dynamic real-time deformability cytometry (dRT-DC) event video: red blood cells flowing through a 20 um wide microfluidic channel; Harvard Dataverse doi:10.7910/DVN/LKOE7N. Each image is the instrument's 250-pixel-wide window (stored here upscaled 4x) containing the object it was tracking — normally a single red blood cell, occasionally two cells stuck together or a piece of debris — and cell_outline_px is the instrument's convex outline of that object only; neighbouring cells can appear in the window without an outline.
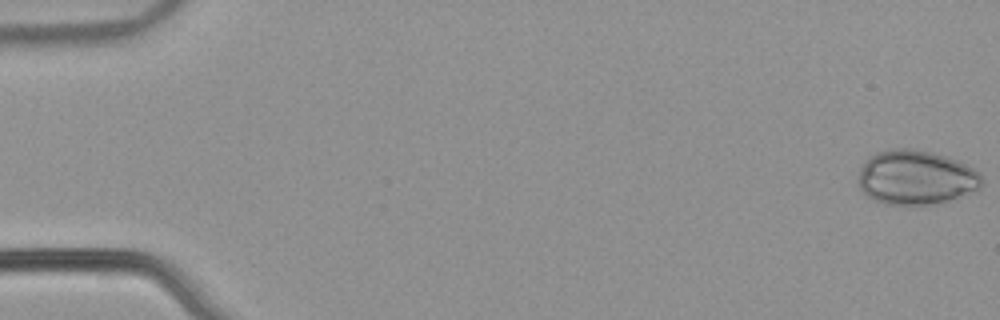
{"species": "common noctule bat (a hibernating species)", "species_latin": "Nyctalus noctula", "temperature_condition": "warm", "stored_images_in_passage": 53, "camera_frame_rate_fps": 3000, "um_per_image_px": 0.085, "animal": {"sex": "male", "body_mass_g": 21.5, "forearm_length_mm": 52.0}, "frame": {"image": 1, "passage_image": 1, "time_ms": 0.0, "image_size_px": [1000, 320], "cell_outline_px": [[980, 188], [936, 204], [884, 204], [868, 196], [860, 188], [860, 168], [864, 160], [876, 152], [892, 148], [916, 148], [948, 156], [980, 172]], "centroid_in_image_um": [77.82, 15.05], "position_along_channel_um": 7.2, "area_um2": 38.84}}
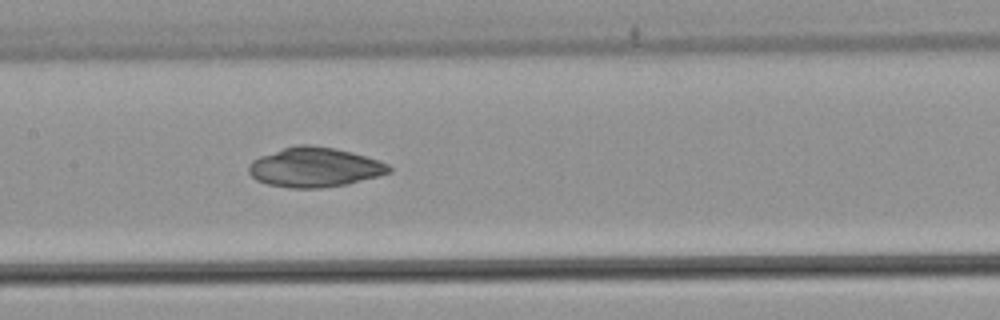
{"frame": {"image": 2, "passage_image": 27, "time_ms": 8.667, "image_size_px": [1000, 320], "cell_outline_px": [[392, 172], [348, 184], [320, 188], [288, 188], [268, 184], [256, 180], [248, 172], [248, 164], [252, 160], [260, 156], [296, 144], [312, 144], [336, 148], [352, 152], [380, 160], [388, 164], [392, 168]], "centroid_in_image_um": [26.75, 14.21], "position_along_channel_um": 180.6, "area_um2": 32.66}}
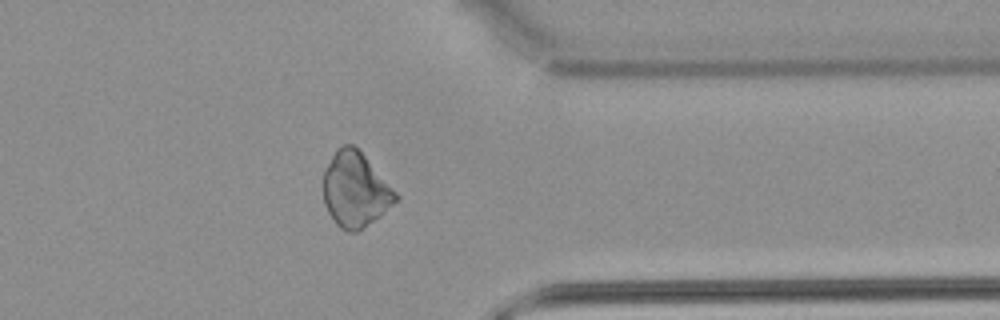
{"frame": {"image": 3, "passage_image": 43, "time_ms": 14.0, "image_size_px": [1000, 320], "cell_outline_px": [[400, 196], [380, 216], [356, 232], [348, 232], [340, 228], [336, 224], [328, 212], [324, 204], [324, 168], [336, 148], [344, 144], [352, 144], [364, 156]], "centroid_in_image_um": [30.17, 16.13], "position_along_channel_um": 381.2, "area_um2": 31.21}}